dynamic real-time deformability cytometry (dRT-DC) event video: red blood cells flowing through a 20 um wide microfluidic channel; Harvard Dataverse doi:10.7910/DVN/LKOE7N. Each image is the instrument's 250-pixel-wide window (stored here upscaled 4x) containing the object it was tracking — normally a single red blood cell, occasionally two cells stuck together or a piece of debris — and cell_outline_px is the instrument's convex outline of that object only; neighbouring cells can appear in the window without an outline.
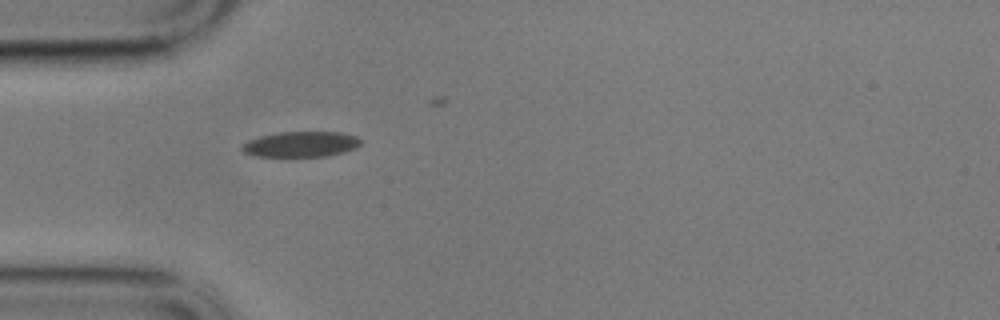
{"species": "common noctule bat (a hibernating species)", "species_latin": "Nyctalus noctula", "temperature_condition": "cold", "stored_images_in_passage": 28, "camera_frame_rate_fps": 3000, "um_per_image_px": 0.085, "animal": {"sex": "male", "body_mass_g": 17.9}, "frame": {"image": 1, "passage_image": 1, "time_ms": 0.0, "image_size_px": [1000, 320], "cell_outline_px": [[364, 140], [356, 148], [344, 152], [324, 156], [256, 156], [244, 152], [240, 148], [248, 140], [260, 136], [280, 132], [340, 132], [356, 136]], "centroid_in_image_um": [25.61, 12.25], "position_along_channel_um": 59.4, "area_um2": 17.57}}
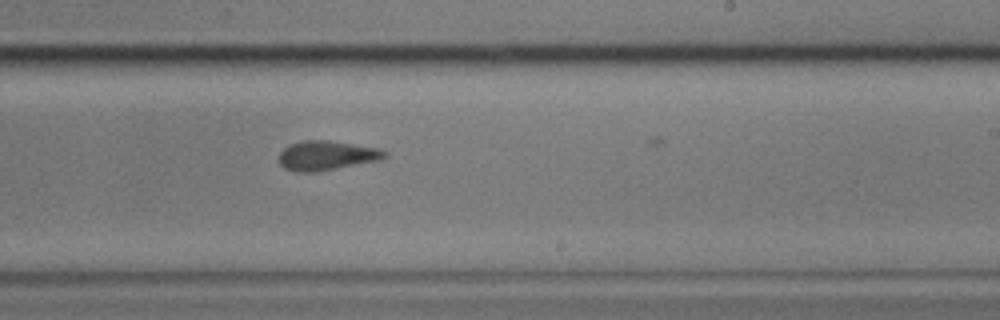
{"frame": {"image": 2, "passage_image": 19, "time_ms": 6.0, "image_size_px": [1000, 320], "cell_outline_px": [[388, 156], [380, 160], [316, 172], [296, 172], [284, 168], [280, 164], [280, 152], [284, 148], [292, 144], [304, 140], [328, 140], [380, 148], [388, 152]], "centroid_in_image_um": [27.8, 13.22], "position_along_channel_um": 261.2, "area_um2": 18.15}}
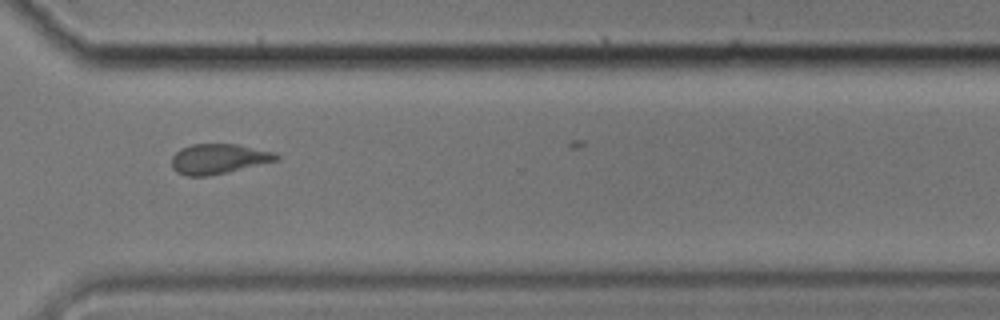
{"frame": {"image": 3, "passage_image": 27, "time_ms": 8.667, "image_size_px": [1000, 320], "cell_outline_px": [[280, 160], [228, 172], [208, 176], [188, 176], [176, 172], [172, 168], [172, 156], [180, 148], [192, 144], [236, 144], [276, 152], [280, 156]], "centroid_in_image_um": [18.6, 13.5], "position_along_channel_um": 352.0, "area_um2": 18.5}}